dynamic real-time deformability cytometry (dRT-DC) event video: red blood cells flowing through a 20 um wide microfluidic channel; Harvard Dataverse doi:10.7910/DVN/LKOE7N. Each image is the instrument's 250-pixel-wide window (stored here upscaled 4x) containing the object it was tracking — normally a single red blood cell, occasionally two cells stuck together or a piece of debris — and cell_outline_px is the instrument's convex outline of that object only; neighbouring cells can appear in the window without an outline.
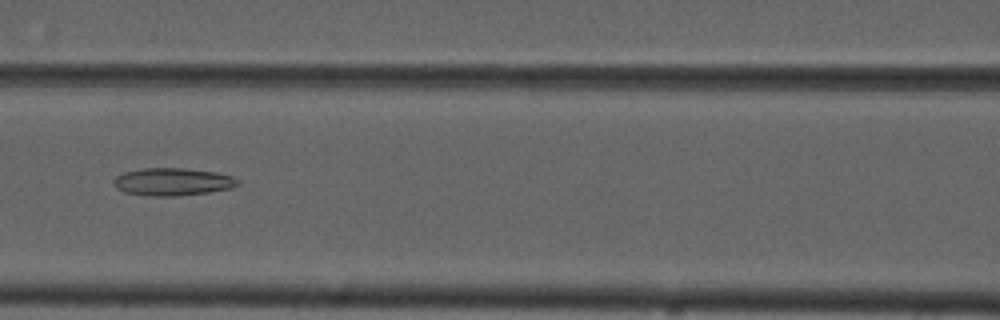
{"species": "common noctule bat (a hibernating species)", "species_latin": "Nyctalus noctula", "temperature_condition": "cold", "stored_images_in_passage": 8, "camera_frame_rate_fps": 3000, "um_per_image_px": 0.085, "animal": {"sex": "male", "forearm_length_mm": 52.5}, "frame": {"image": 1, "passage_image": 4, "time_ms": 3.667, "image_size_px": [1000, 320], "cell_outline_px": [[240, 184], [232, 188], [208, 192], [176, 196], [148, 196], [124, 192], [116, 188], [112, 184], [112, 180], [116, 176], [124, 172], [144, 168], [184, 168], [216, 172], [232, 176], [240, 180]], "centroid_in_image_um": [14.66, 15.45], "position_along_channel_um": 151.9, "area_um2": 20.17}}
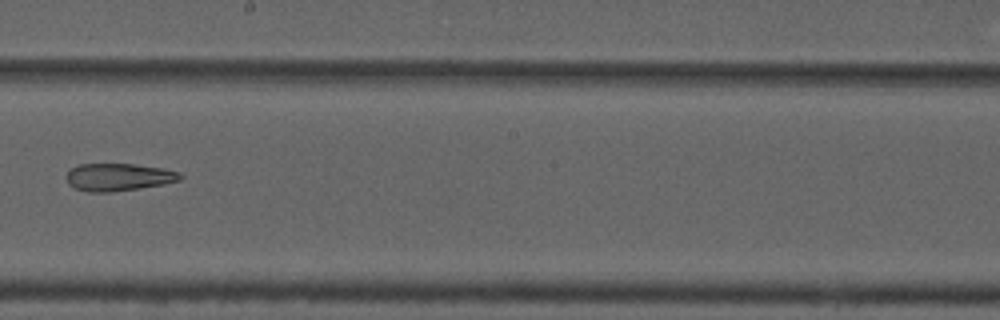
{"frame": {"image": 2, "passage_image": 6, "time_ms": 6.0, "image_size_px": [1000, 320], "cell_outline_px": [[184, 176], [180, 180], [164, 184], [140, 188], [112, 192], [88, 192], [76, 188], [68, 184], [64, 176], [72, 168], [80, 164], [136, 164], [164, 168], [180, 172]], "centroid_in_image_um": [10.09, 15.05], "position_along_channel_um": 238.1, "area_um2": 18.44}}
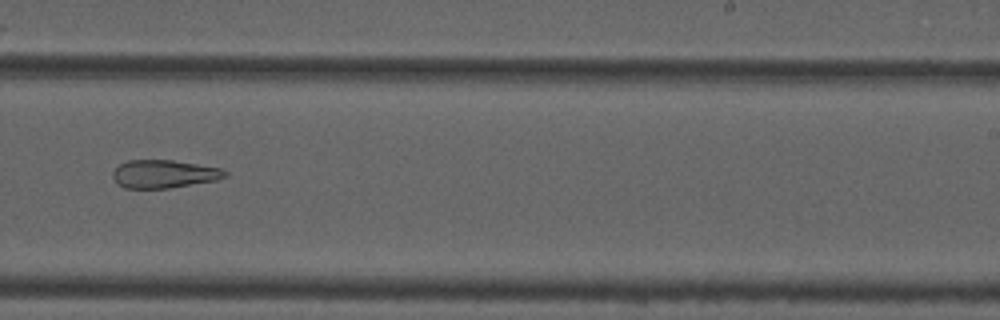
{"frame": {"image": 3, "passage_image": 7, "time_ms": 7.0, "image_size_px": [1000, 320], "cell_outline_px": [[228, 176], [216, 180], [168, 188], [124, 188], [116, 184], [112, 176], [112, 172], [120, 164], [128, 160], [172, 160], [220, 168], [228, 172]], "centroid_in_image_um": [13.91, 14.79], "position_along_channel_um": 275.1, "area_um2": 18.32}}